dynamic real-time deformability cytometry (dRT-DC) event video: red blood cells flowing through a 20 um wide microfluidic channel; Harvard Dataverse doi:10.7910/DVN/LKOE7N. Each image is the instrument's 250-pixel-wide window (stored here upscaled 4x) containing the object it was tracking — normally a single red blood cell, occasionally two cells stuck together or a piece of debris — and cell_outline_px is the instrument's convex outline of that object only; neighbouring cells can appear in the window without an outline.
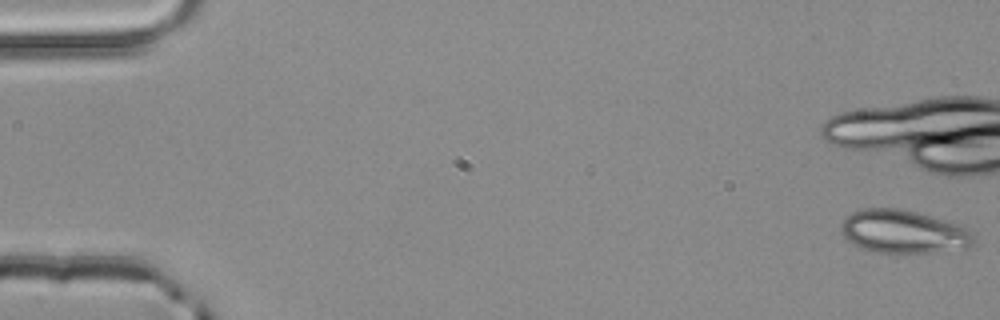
{"species": "common noctule bat (a hibernating species)", "species_latin": "Nyctalus noctula", "temperature_condition": "room temperature", "stored_images_in_passage": 5, "camera_frame_rate_fps": 3000, "um_per_image_px": 0.085, "animal": {"sex": "male", "body_mass_g": 20.4}, "frame": {"image": 1, "passage_image": 1, "time_ms": 0.0, "image_size_px": [1000, 320], "cell_outline_px": [[972, 244], [968, 248], [932, 252], [872, 252], [860, 248], [852, 244], [840, 232], [840, 224], [852, 212], [864, 208], [900, 208], [916, 212], [960, 224], [968, 228], [972, 232]], "centroid_in_image_um": [76.77, 19.69], "position_along_channel_um": 8.2, "area_um2": 33.41}}